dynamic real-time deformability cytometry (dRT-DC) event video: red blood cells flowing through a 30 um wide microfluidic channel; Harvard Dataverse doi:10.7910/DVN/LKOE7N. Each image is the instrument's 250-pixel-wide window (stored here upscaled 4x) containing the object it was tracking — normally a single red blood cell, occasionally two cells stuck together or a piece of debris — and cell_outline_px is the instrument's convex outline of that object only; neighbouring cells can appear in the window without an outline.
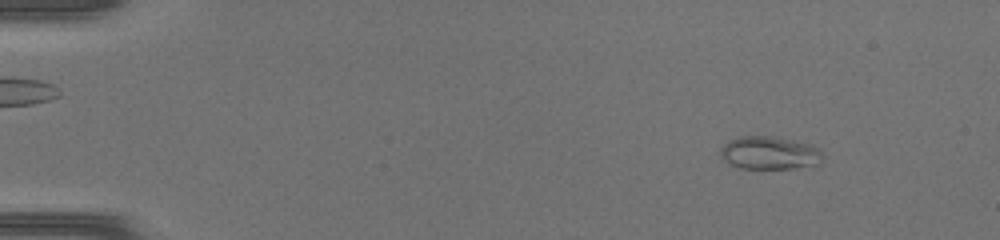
{"species": "common noctule bat (a hibernating species)", "species_latin": "Nyctalus noctula", "temperature_condition": "warm", "stored_images_in_passage": 50, "camera_frame_rate_fps": 3000, "um_per_image_px": 0.085, "animal": {"sex": "female", "body_mass_g": 17.0, "forearm_length_mm": 48.0}, "frame": {"image": 1, "passage_image": 7, "time_ms": 2.0, "image_size_px": [1000, 240], "cell_outline_px": [[820, 164], [792, 168], [740, 168], [728, 164], [720, 156], [720, 148], [728, 140], [740, 136], [772, 136], [812, 144], [820, 152]], "centroid_in_image_um": [65.34, 12.99], "position_along_channel_um": 19.7, "area_um2": 19.59}}
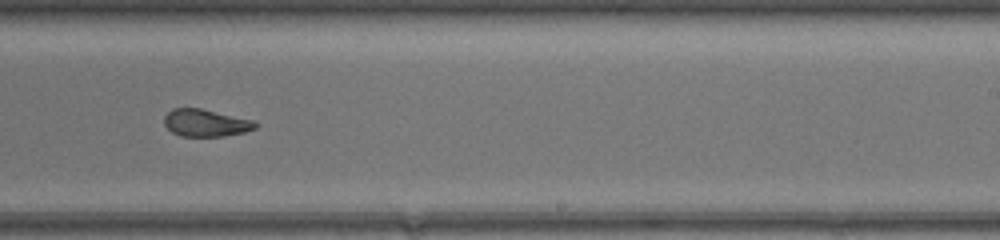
{"frame": {"image": 2, "passage_image": 33, "time_ms": 10.667, "image_size_px": [1000, 240], "cell_outline_px": [[260, 124], [256, 128], [244, 132], [224, 136], [180, 136], [172, 132], [164, 124], [164, 116], [172, 108], [200, 108], [252, 120]], "centroid_in_image_um": [17.48, 10.45], "position_along_channel_um": 271.5, "area_um2": 14.45}}
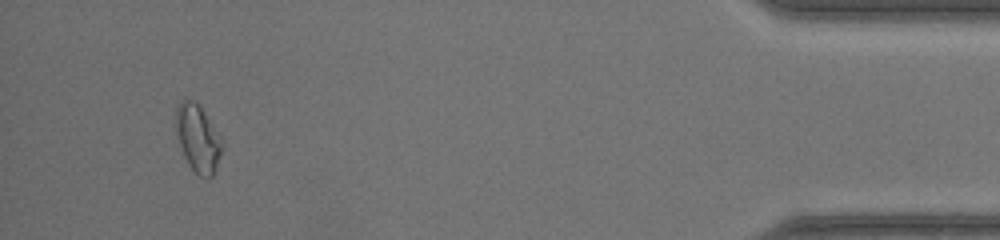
{"frame": {"image": 3, "passage_image": 48, "time_ms": 15.667, "image_size_px": [1000, 240], "cell_outline_px": [[220, 152], [216, 168], [212, 176], [208, 180], [200, 176], [188, 164], [184, 156], [176, 132], [176, 108], [180, 100], [192, 100], [204, 112], [220, 136]], "centroid_in_image_um": [16.79, 11.78], "position_along_channel_um": 418.4, "area_um2": 17.51}, "authors_computed_cell_mechanics": {"area_um2": 17.2244, "velocity_mm_per_s": 4.2678, "shape_relaxation_time_tau1_ms": null, "shape_relaxation_time_tau2_ms": 0.9958, "deformation_change_tau1": null, "deformation_change_tau2": 0.0712}}